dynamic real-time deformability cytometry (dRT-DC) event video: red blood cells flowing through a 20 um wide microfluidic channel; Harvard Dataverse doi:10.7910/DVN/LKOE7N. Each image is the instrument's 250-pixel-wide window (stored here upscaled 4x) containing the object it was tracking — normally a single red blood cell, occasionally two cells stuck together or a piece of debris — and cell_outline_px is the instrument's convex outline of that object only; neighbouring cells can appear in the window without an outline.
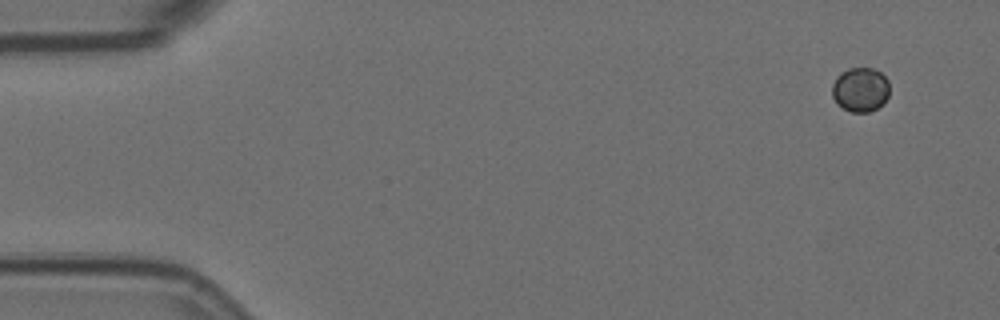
{"species": "Egyptian fruit bat (a non-hibernating species)", "species_latin": "Rousettus aegyptiacus", "temperature_condition": "room temperature", "stored_images_in_passage": 6, "camera_frame_rate_fps": 3000, "um_per_image_px": 0.085, "animal": {"sex": "female"}, "frame": {"image": 1, "passage_image": 1, "time_ms": 0.0, "image_size_px": [1000, 320], "cell_outline_px": [[888, 96], [884, 104], [868, 112], [852, 112], [836, 104], [832, 96], [832, 84], [836, 76], [840, 72], [848, 68], [872, 68], [880, 72], [888, 80]], "centroid_in_image_um": [73.11, 7.61], "position_along_channel_um": 11.9, "area_um2": 14.97}}
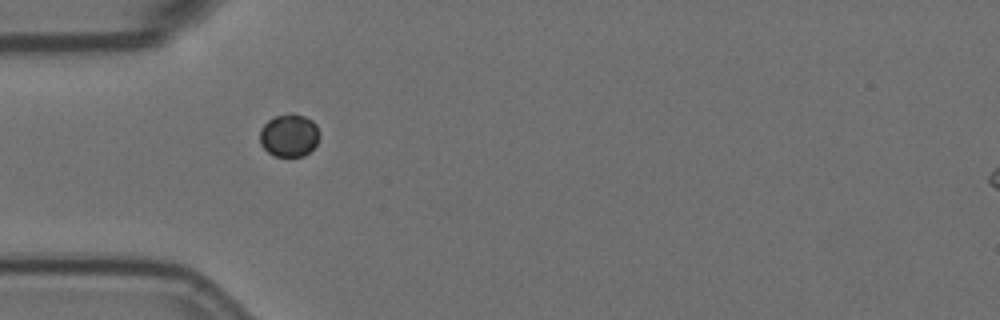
{"frame": {"image": 2, "passage_image": 5, "time_ms": 1.333, "image_size_px": [1000, 320], "cell_outline_px": [[320, 136], [316, 144], [304, 156], [276, 156], [268, 152], [260, 144], [260, 128], [268, 120], [276, 116], [292, 112], [304, 116], [312, 120], [316, 124], [320, 132]], "centroid_in_image_um": [24.59, 11.49], "position_along_channel_um": 60.4, "area_um2": 14.97}}
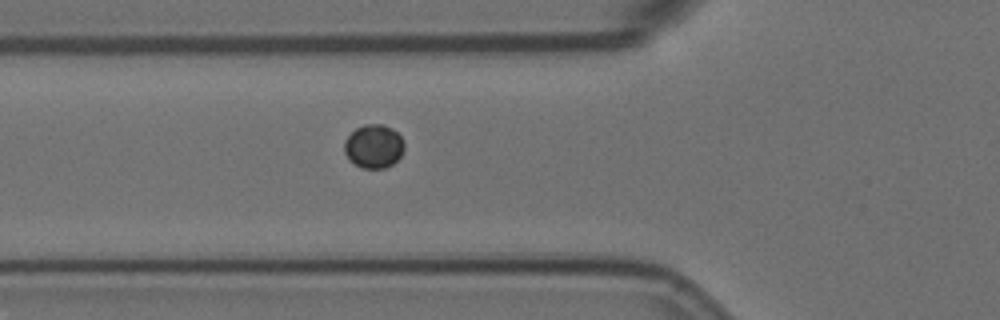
{"frame": {"image": 3, "passage_image": 6, "time_ms": 1.667, "image_size_px": [1000, 320], "cell_outline_px": [[404, 148], [400, 156], [392, 164], [384, 168], [360, 168], [348, 160], [344, 152], [344, 140], [356, 128], [364, 124], [384, 124], [392, 128], [404, 140]], "centroid_in_image_um": [31.75, 12.43], "position_along_channel_um": 94.1, "area_um2": 15.37}}